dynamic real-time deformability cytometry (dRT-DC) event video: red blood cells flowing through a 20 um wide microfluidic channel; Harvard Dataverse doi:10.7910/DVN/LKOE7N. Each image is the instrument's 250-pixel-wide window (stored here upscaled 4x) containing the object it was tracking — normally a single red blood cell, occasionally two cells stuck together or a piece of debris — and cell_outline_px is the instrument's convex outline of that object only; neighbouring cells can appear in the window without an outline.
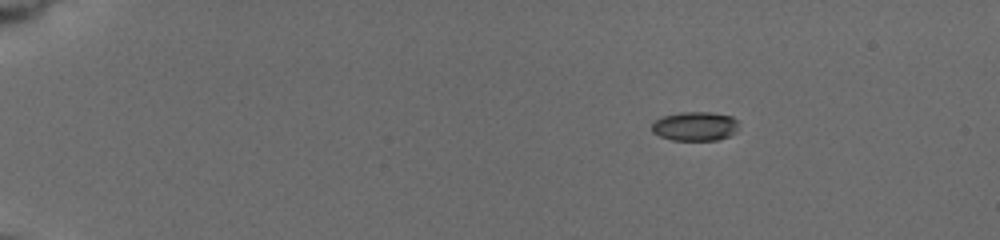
{"species": "common noctule bat (a hibernating species)", "species_latin": "Nyctalus noctula", "temperature_condition": "cold", "stored_images_in_passage": 8, "camera_frame_rate_fps": 3000, "um_per_image_px": 0.085, "animal": {"sex": "female", "body_mass_g": 19.5, "forearm_length_mm": 54.1}, "frame": {"image": 1, "passage_image": 1, "time_ms": 0.0, "image_size_px": [1000, 240], "cell_outline_px": [[736, 132], [728, 136], [716, 140], [672, 140], [660, 136], [652, 132], [652, 124], [656, 120], [664, 116], [680, 112], [712, 112], [732, 116], [736, 120]], "centroid_in_image_um": [59.07, 10.73], "position_along_channel_um": 25.9, "area_um2": 14.62}}
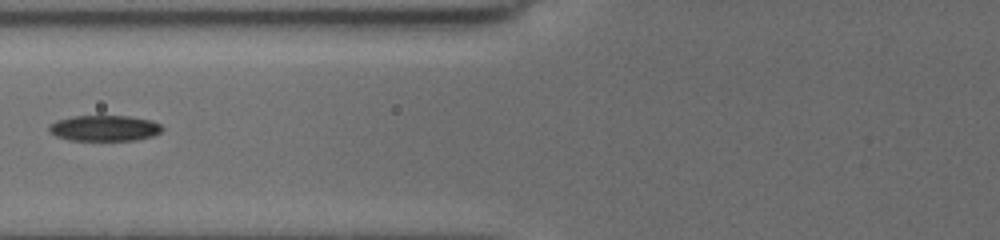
{"frame": {"image": 2, "passage_image": 6, "time_ms": 5.333, "image_size_px": [1000, 240], "cell_outline_px": [[164, 128], [160, 132], [152, 136], [136, 140], [68, 140], [56, 136], [48, 132], [48, 124], [56, 120], [72, 116], [128, 116], [152, 120], [160, 124]], "centroid_in_image_um": [8.84, 10.89], "position_along_channel_um": 117.0, "area_um2": 17.17}}
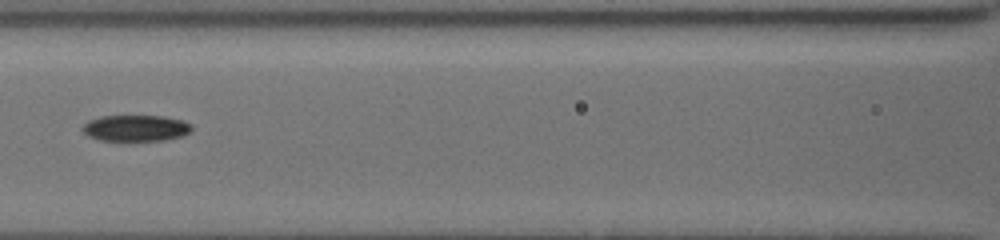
{"frame": {"image": 3, "passage_image": 7, "time_ms": 6.333, "image_size_px": [1000, 240], "cell_outline_px": [[192, 128], [188, 132], [180, 136], [164, 140], [128, 144], [100, 140], [88, 136], [80, 128], [88, 120], [100, 116], [164, 116], [184, 120], [192, 124]], "centroid_in_image_um": [11.5, 10.93], "position_along_channel_um": 155.1, "area_um2": 17.57}}